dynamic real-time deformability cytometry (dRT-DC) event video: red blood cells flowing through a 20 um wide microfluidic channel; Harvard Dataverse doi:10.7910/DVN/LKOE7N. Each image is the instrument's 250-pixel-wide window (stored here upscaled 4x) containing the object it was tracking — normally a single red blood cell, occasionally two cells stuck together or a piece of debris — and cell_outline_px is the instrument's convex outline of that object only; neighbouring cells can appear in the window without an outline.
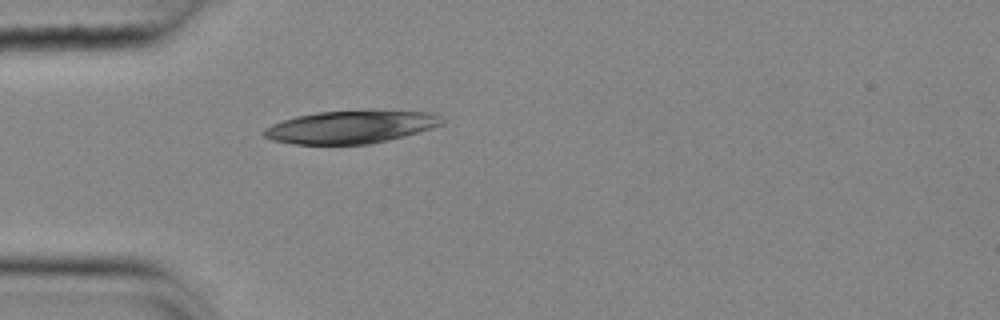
{"species": "common noctule bat (a hibernating species)", "species_latin": "Nyctalus noctula", "temperature_condition": "cold", "stored_images_in_passage": 40, "camera_frame_rate_fps": 3000, "um_per_image_px": 0.085, "animal": {"sex": "female", "body_mass_g": 25.1}, "frame": {"image": 1, "passage_image": 1, "time_ms": 0.0, "image_size_px": [1000, 320], "cell_outline_px": [[444, 124], [388, 140], [368, 144], [292, 144], [272, 140], [264, 136], [264, 128], [272, 124], [296, 116], [316, 112], [428, 112], [444, 120]], "centroid_in_image_um": [29.72, 10.82], "position_along_channel_um": 55.3, "area_um2": 32.89}}
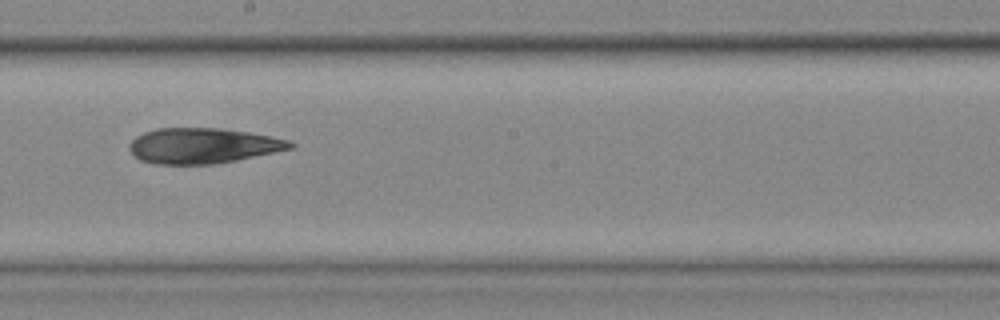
{"frame": {"image": 2, "passage_image": 16, "time_ms": 5.0, "image_size_px": [1000, 320], "cell_outline_px": [[296, 148], [216, 164], [152, 164], [140, 160], [128, 148], [128, 144], [136, 136], [144, 132], [156, 128], [220, 128], [248, 132], [288, 140], [296, 144]], "centroid_in_image_um": [17.24, 12.39], "position_along_channel_um": 231.0, "area_um2": 33.29}}
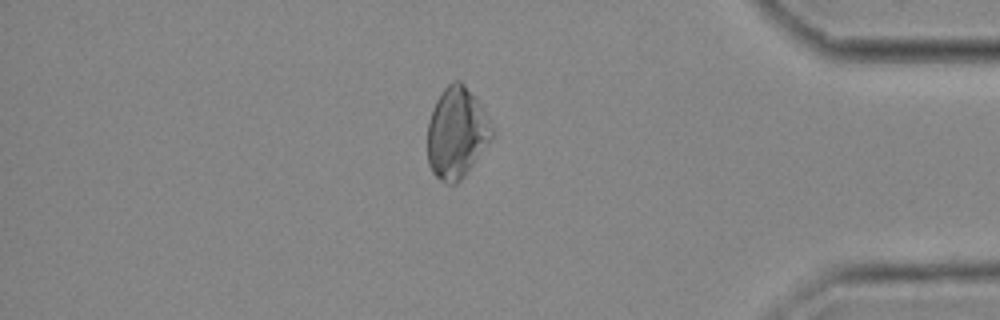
{"frame": {"image": 3, "passage_image": 32, "time_ms": 10.333, "image_size_px": [1000, 320], "cell_outline_px": [[492, 140], [464, 176], [456, 184], [448, 184], [440, 180], [432, 172], [428, 164], [428, 120], [432, 108], [436, 100], [444, 88], [452, 80], [460, 80], [464, 84], [476, 100], [492, 124]], "centroid_in_image_um": [38.8, 11.31], "position_along_channel_um": 396.4, "area_um2": 34.04}}